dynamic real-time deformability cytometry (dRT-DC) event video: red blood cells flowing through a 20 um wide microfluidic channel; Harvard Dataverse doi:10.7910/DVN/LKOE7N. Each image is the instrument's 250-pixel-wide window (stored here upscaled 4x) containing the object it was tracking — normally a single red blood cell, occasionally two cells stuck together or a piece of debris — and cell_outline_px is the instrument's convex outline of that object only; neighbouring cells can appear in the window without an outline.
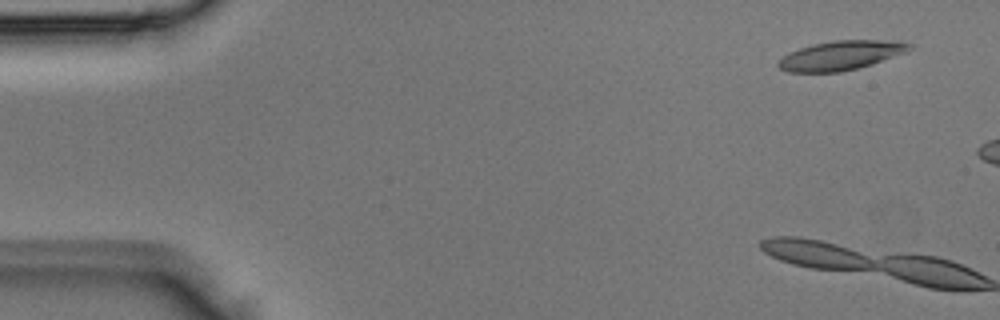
{"species": "Egyptian fruit bat (a non-hibernating species)", "species_latin": "Rousettus aegyptiacus", "temperature_condition": "room temperature", "stored_images_in_passage": 3, "camera_frame_rate_fps": 3000, "um_per_image_px": 0.085, "animal": {"sex": "male"}, "frame": {"image": 1, "passage_image": 1, "time_ms": 0.0, "image_size_px": [1000, 320], "cell_outline_px": [[912, 48], [904, 52], [872, 64], [840, 72], [788, 72], [780, 68], [776, 64], [788, 52], [812, 44], [832, 40], [900, 40], [912, 44]], "centroid_in_image_um": [71.47, 4.7], "position_along_channel_um": 13.5, "area_um2": 22.31}}